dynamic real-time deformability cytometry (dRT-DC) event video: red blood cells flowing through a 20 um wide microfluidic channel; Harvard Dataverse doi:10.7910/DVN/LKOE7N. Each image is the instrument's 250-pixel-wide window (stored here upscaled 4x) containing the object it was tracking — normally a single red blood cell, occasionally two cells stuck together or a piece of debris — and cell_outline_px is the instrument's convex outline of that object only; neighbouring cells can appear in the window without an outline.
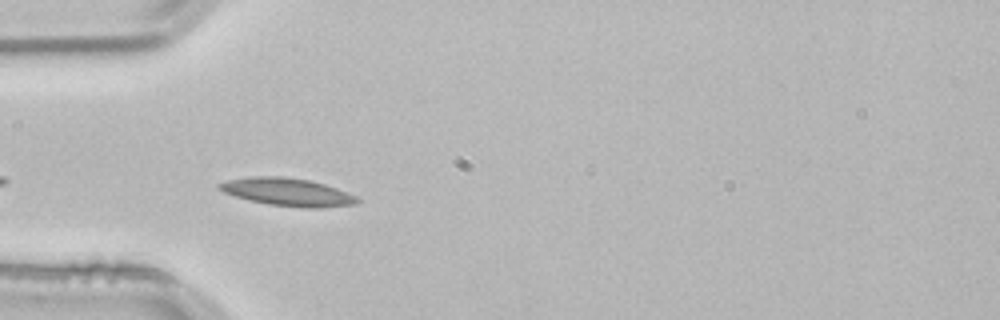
{"species": "common noctule bat (a hibernating species)", "species_latin": "Nyctalus noctula", "temperature_condition": "room temperature", "stored_images_in_passage": 12, "camera_frame_rate_fps": 3000, "um_per_image_px": 0.085, "animal": {"sex": "male", "body_mass_g": 21.5, "forearm_length_mm": 52.0}, "frame": {"image": 1, "passage_image": 3, "time_ms": 0.667, "image_size_px": [1000, 320], "cell_outline_px": [[360, 200], [356, 204], [320, 208], [300, 208], [268, 204], [248, 200], [224, 192], [216, 188], [216, 184], [228, 180], [252, 176], [284, 176], [308, 180], [324, 184], [336, 188], [356, 196]], "centroid_in_image_um": [24.42, 16.32], "position_along_channel_um": 60.6, "area_um2": 22.43}}